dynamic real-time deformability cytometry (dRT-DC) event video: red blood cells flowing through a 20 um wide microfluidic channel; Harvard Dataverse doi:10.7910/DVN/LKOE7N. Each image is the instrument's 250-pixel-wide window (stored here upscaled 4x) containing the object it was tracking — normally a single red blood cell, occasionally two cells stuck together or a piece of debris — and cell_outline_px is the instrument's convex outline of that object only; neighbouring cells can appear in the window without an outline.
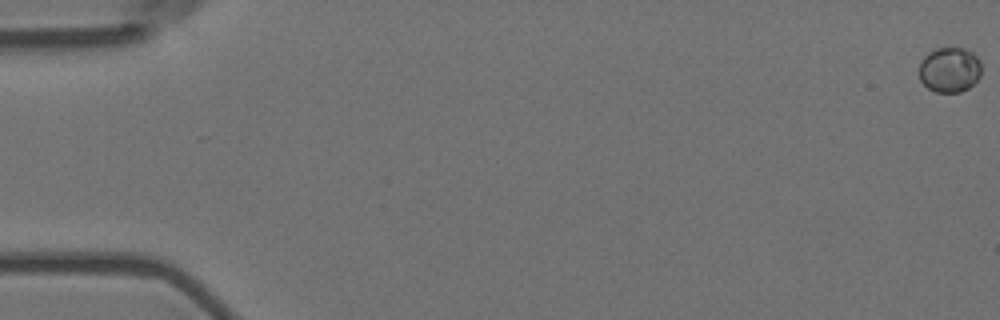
{"species": "Egyptian fruit bat (a non-hibernating species)", "species_latin": "Rousettus aegyptiacus", "temperature_condition": "room temperature", "stored_images_in_passage": 7, "camera_frame_rate_fps": 3000, "um_per_image_px": 0.085, "animal": {"sex": "female"}, "frame": {"image": 1, "passage_image": 1, "time_ms": 0.0, "image_size_px": [1000, 320], "cell_outline_px": [[980, 76], [968, 88], [960, 92], [936, 92], [928, 88], [920, 80], [920, 60], [928, 52], [936, 48], [964, 48], [972, 52], [980, 60]], "centroid_in_image_um": [80.7, 5.92], "position_along_channel_um": 4.3, "area_um2": 16.36}}